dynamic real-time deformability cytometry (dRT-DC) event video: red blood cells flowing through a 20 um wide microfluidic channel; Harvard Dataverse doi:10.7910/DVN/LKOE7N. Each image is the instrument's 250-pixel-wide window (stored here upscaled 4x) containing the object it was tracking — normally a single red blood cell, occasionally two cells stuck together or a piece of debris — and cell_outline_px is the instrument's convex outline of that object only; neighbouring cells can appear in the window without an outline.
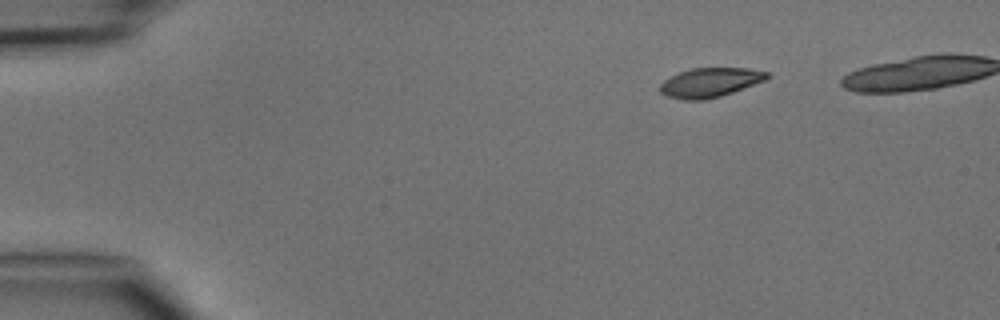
{"species": "common noctule bat (a hibernating species)", "species_latin": "Nyctalus noctula", "temperature_condition": "cold", "stored_images_in_passage": 3, "camera_frame_rate_fps": 3000, "um_per_image_px": 0.085, "animal": {"sex": "male", "body_mass_g": 15.6}, "frame": {"image": 1, "passage_image": 3, "time_ms": 2.333, "image_size_px": [1000, 320], "cell_outline_px": [[768, 76], [764, 80], [732, 92], [720, 96], [704, 100], [684, 100], [668, 96], [660, 92], [660, 84], [664, 80], [680, 72], [692, 68], [748, 68], [768, 72]], "centroid_in_image_um": [60.32, 7.01], "position_along_channel_um": 24.7, "area_um2": 17.98}}